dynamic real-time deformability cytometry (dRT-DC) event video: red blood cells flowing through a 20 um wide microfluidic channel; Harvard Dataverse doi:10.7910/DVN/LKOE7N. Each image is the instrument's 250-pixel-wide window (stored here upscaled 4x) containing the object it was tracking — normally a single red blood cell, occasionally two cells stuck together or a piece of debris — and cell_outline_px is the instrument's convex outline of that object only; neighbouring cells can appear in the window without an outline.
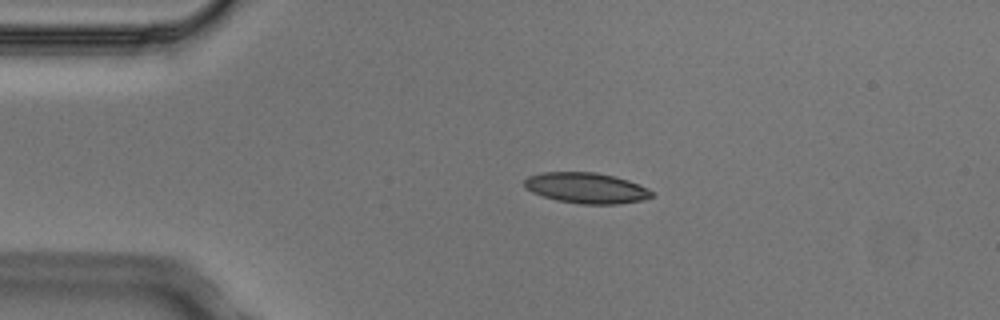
{"species": "Egyptian fruit bat (a non-hibernating species)", "species_latin": "Rousettus aegyptiacus", "temperature_condition": "cold", "stored_images_in_passage": 5, "segment_of_instrument_passage": [1, 2], "camera_frame_rate_fps": 3000, "um_per_image_px": 0.085, "animal": {"sex": "male"}, "frame": {"image": 1, "passage_image": 3, "time_ms": 0.667, "image_size_px": [1000, 320], "cell_outline_px": [[656, 196], [644, 200], [620, 204], [580, 204], [556, 200], [532, 192], [524, 188], [524, 180], [528, 176], [544, 172], [596, 172], [628, 180], [640, 184], [648, 188]], "centroid_in_image_um": [49.86, 15.98], "position_along_channel_um": 35.1, "area_um2": 22.95}}